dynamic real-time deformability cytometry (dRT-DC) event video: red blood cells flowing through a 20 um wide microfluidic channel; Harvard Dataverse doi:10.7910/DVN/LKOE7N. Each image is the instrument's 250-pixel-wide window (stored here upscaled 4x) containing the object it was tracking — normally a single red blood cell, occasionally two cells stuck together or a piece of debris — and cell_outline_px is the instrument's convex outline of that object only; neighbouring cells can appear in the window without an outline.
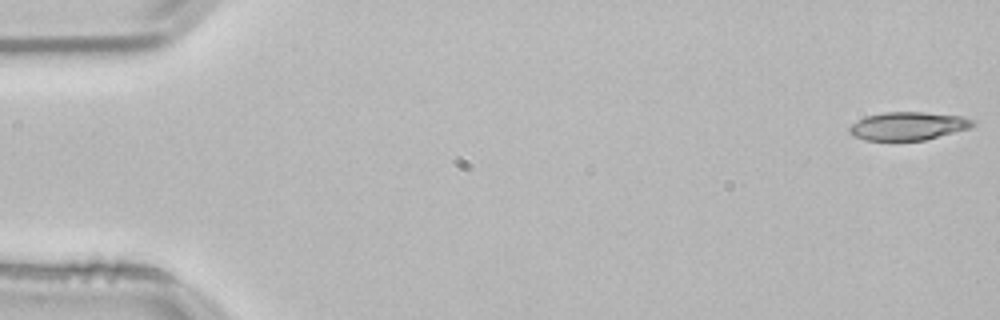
{"species": "common noctule bat (a hibernating species)", "species_latin": "Nyctalus noctula", "temperature_condition": "room temperature", "stored_images_in_passage": 53, "camera_frame_rate_fps": 3000, "um_per_image_px": 0.085, "animal": {"sex": "male", "body_mass_g": 21.5, "forearm_length_mm": 52.0}, "frame": {"image": 1, "passage_image": 1, "time_ms": 0.0, "image_size_px": [1000, 320], "cell_outline_px": [[976, 124], [972, 128], [924, 140], [864, 140], [852, 136], [848, 132], [848, 128], [852, 124], [868, 116], [884, 112], [924, 112], [960, 116], [972, 120]], "centroid_in_image_um": [77.19, 10.72], "position_along_channel_um": 7.8, "area_um2": 20.17}}
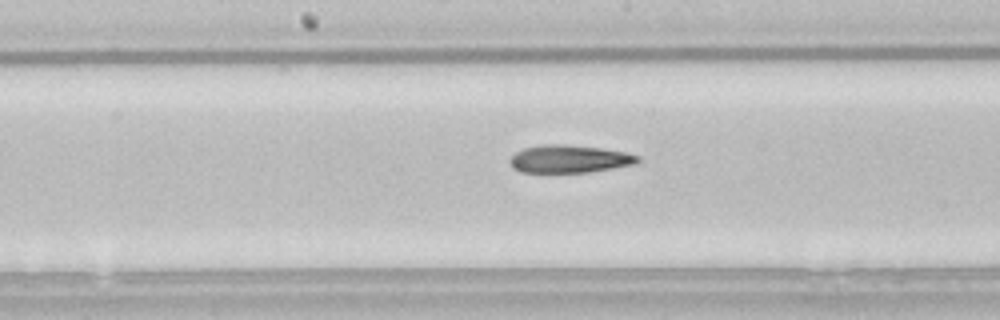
{"frame": {"image": 2, "passage_image": 27, "time_ms": 8.667, "image_size_px": [1000, 320], "cell_outline_px": [[640, 160], [636, 164], [588, 172], [520, 172], [512, 168], [512, 156], [516, 152], [524, 148], [540, 144], [564, 144], [600, 148], [624, 152], [640, 156]], "centroid_in_image_um": [48.4, 13.5], "position_along_channel_um": 199.8, "area_um2": 20.52}}
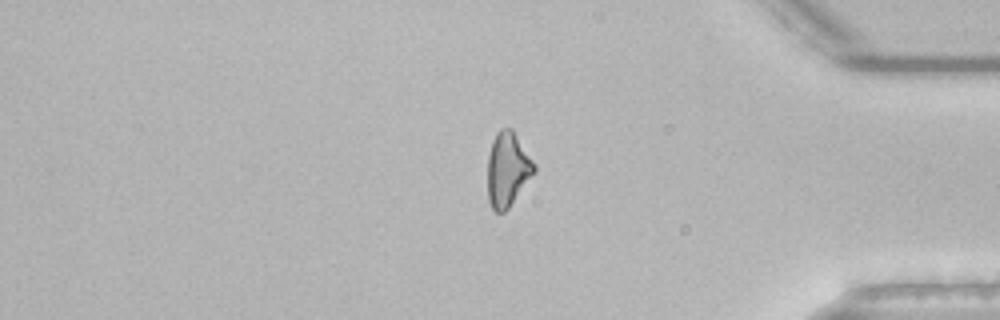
{"frame": {"image": 3, "passage_image": 44, "time_ms": 14.333, "image_size_px": [1000, 320], "cell_outline_px": [[536, 172], [508, 208], [504, 212], [496, 212], [492, 208], [488, 200], [488, 156], [492, 140], [496, 132], [500, 128], [512, 128], [536, 164]], "centroid_in_image_um": [43.16, 14.38], "position_along_channel_um": 392.0, "area_um2": 20.35}, "authors_computed_cell_mechanics": {"area_um2": 20.6924, "velocity_mm_per_s": 3.8484, "shape_relaxation_time_tau1_ms": null, "shape_relaxation_time_tau2_ms": 5.0443, "deformation_change_tau1": null, "deformation_change_tau2": 0.1655}}